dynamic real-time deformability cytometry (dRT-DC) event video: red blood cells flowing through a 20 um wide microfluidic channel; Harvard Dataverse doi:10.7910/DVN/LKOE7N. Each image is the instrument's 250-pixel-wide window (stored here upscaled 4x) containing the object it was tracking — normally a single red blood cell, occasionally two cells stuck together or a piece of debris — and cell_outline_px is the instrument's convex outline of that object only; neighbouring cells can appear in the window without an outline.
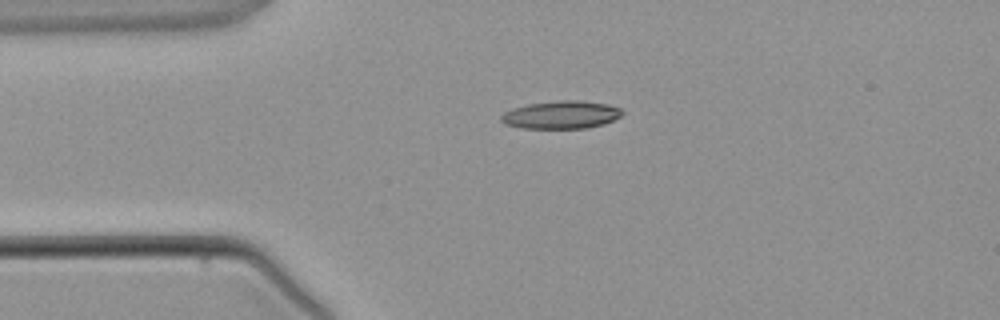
{"species": "common noctule bat (a hibernating species)", "species_latin": "Nyctalus noctula", "temperature_condition": "warm", "stored_images_in_passage": 2, "camera_frame_rate_fps": 3000, "um_per_image_px": 0.085, "animal": {"sex": "male", "body_mass_g": 21.5, "forearm_length_mm": 52.0}, "frame": {"image": 1, "passage_image": 2, "time_ms": 1.333, "image_size_px": [1000, 320], "cell_outline_px": [[624, 112], [620, 116], [604, 124], [588, 128], [520, 128], [504, 124], [500, 120], [500, 116], [504, 112], [512, 108], [528, 104], [560, 100], [580, 100], [608, 104], [620, 108]], "centroid_in_image_um": [47.68, 9.76], "position_along_channel_um": 37.3, "area_um2": 19.77}}